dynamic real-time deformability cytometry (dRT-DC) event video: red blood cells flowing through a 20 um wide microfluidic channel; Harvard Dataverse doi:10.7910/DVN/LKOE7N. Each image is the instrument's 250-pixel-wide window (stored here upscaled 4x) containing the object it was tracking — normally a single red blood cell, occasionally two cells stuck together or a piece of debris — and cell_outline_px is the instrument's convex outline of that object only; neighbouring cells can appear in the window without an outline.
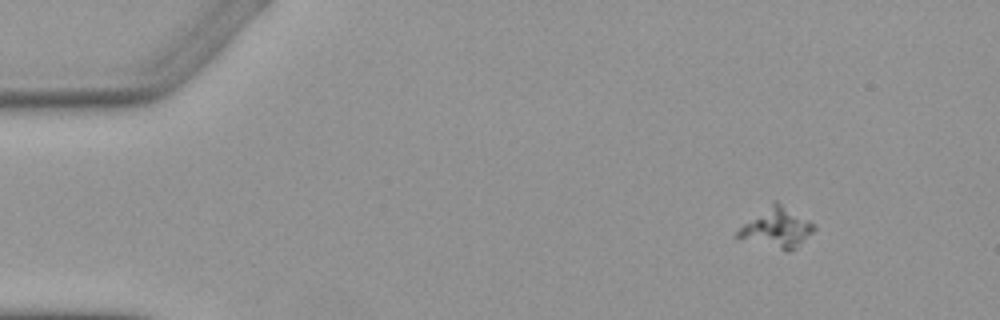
{"species": "Egyptian fruit bat (a non-hibernating species)", "species_latin": "Rousettus aegyptiacus", "temperature_condition": "warm", "stored_images_in_passage": 4, "camera_frame_rate_fps": 3000, "um_per_image_px": 0.085, "animal": {"sex": "female"}, "frame": {"image": 1, "passage_image": 1, "time_ms": 0.0, "image_size_px": [1000, 320], "cell_outline_px": [[816, 228], [796, 248], [788, 252], [736, 236], [736, 232], [744, 224], [772, 200], [776, 200], [816, 224]], "centroid_in_image_um": [66.07, 19.33], "position_along_channel_um": 18.9, "area_um2": 17.4}}
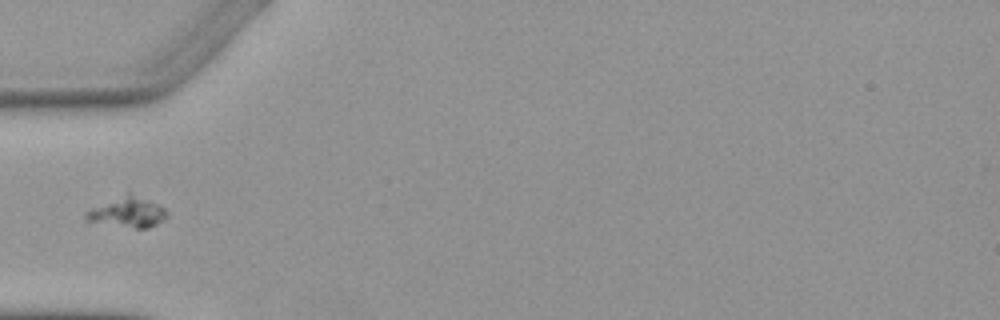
{"frame": {"image": 2, "passage_image": 4, "time_ms": 4.0, "image_size_px": [1000, 320], "cell_outline_px": [[168, 212], [156, 224], [148, 228], [136, 228], [84, 220], [84, 212], [128, 192], [148, 200], [164, 208]], "centroid_in_image_um": [10.81, 18.04], "position_along_channel_um": 74.2, "area_um2": 13.7}}